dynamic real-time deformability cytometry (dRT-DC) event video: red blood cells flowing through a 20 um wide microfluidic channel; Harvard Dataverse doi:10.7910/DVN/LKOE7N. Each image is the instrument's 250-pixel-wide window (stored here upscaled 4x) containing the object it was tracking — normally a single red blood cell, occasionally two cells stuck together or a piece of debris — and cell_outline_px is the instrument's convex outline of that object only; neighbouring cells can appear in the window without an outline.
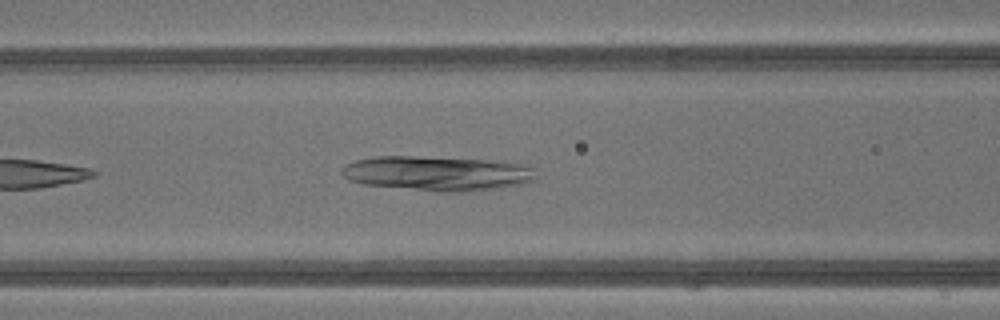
{"species": "common noctule bat (a hibernating species)", "species_latin": "Nyctalus noctula", "temperature_condition": "warm", "stored_images_in_passage": 10, "camera_frame_rate_fps": 3000, "um_per_image_px": 0.085, "animal": {"sex": "male", "body_mass_g": 13.3}, "frame": {"image": 1, "passage_image": 6, "time_ms": 1.667, "image_size_px": [1000, 320], "cell_outline_px": [[536, 180], [528, 184], [500, 188], [460, 192], [440, 192], [364, 184], [348, 180], [340, 172], [340, 168], [344, 164], [356, 160], [376, 156], [412, 156], [484, 160], [520, 164], [532, 168], [536, 176]], "centroid_in_image_um": [37.15, 14.75], "position_along_channel_um": 129.5, "area_um2": 39.3}}